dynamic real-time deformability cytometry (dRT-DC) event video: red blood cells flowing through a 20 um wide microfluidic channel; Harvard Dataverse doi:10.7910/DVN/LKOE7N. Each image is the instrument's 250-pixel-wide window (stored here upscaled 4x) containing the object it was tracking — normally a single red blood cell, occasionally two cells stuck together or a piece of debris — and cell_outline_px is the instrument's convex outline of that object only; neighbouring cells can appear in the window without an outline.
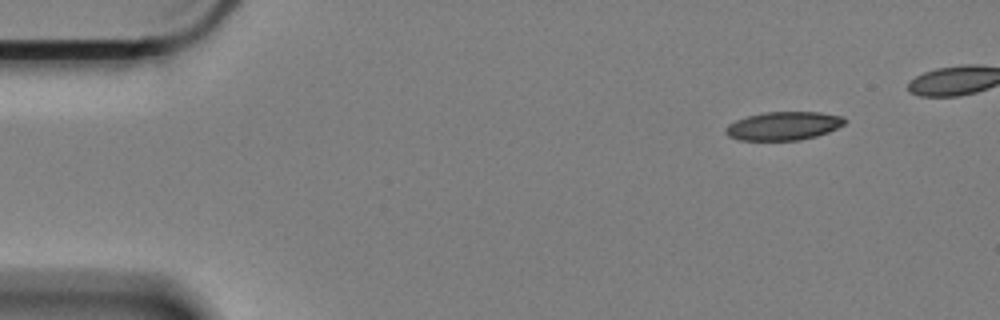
{"species": "Egyptian fruit bat (a non-hibernating species)", "species_latin": "Rousettus aegyptiacus", "temperature_condition": "cold", "stored_images_in_passage": 10, "camera_frame_rate_fps": 3000, "um_per_image_px": 0.085, "animal": {"sex": "female"}, "frame": {"image": 1, "passage_image": 1, "time_ms": 0.0, "image_size_px": [1000, 320], "cell_outline_px": [[848, 120], [844, 124], [828, 132], [816, 136], [800, 140], [736, 140], [728, 136], [724, 132], [724, 128], [728, 124], [736, 120], [748, 116], [764, 112], [820, 112], [844, 116]], "centroid_in_image_um": [66.59, 10.7], "position_along_channel_um": 18.4, "area_um2": 19.88}}